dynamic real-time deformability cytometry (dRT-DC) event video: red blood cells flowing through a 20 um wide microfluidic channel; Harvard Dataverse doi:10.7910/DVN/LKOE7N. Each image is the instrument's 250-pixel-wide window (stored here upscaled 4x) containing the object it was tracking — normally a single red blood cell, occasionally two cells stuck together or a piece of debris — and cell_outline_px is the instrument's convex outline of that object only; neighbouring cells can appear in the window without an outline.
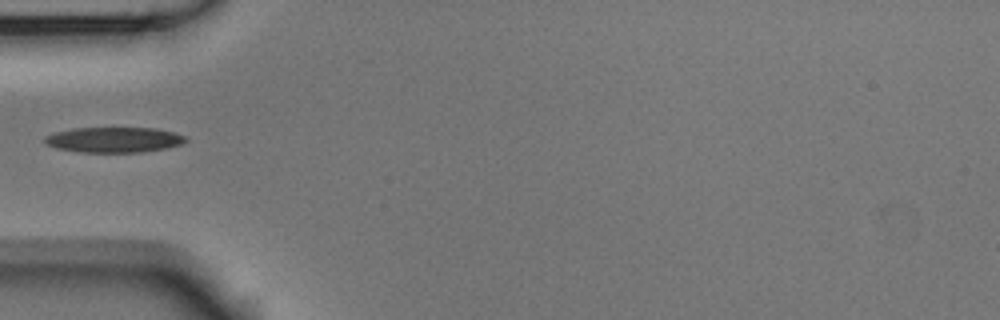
{"species": "Egyptian fruit bat (a non-hibernating species)", "species_latin": "Rousettus aegyptiacus", "temperature_condition": "room temperature", "stored_images_in_passage": 6, "camera_frame_rate_fps": 3000, "um_per_image_px": 0.085, "animal": {"sex": "male"}, "frame": {"image": 1, "passage_image": 5, "time_ms": 1.333, "image_size_px": [1000, 320], "cell_outline_px": [[188, 140], [180, 144], [164, 148], [144, 152], [80, 152], [56, 148], [44, 144], [44, 136], [56, 132], [72, 128], [156, 128], [172, 132], [184, 136]], "centroid_in_image_um": [9.63, 11.88], "position_along_channel_um": 75.4, "area_um2": 20.75}}
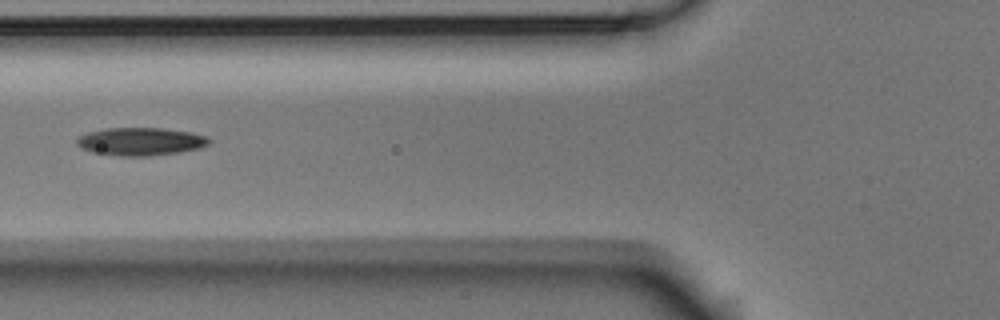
{"frame": {"image": 2, "passage_image": 6, "time_ms": 1.667, "image_size_px": [1000, 320], "cell_outline_px": [[212, 140], [208, 144], [200, 148], [180, 152], [148, 156], [120, 156], [92, 152], [80, 148], [76, 144], [76, 140], [80, 136], [88, 132], [104, 128], [160, 128], [192, 132], [208, 136]], "centroid_in_image_um": [11.96, 12.03], "position_along_channel_um": 113.8, "area_um2": 21.68}}